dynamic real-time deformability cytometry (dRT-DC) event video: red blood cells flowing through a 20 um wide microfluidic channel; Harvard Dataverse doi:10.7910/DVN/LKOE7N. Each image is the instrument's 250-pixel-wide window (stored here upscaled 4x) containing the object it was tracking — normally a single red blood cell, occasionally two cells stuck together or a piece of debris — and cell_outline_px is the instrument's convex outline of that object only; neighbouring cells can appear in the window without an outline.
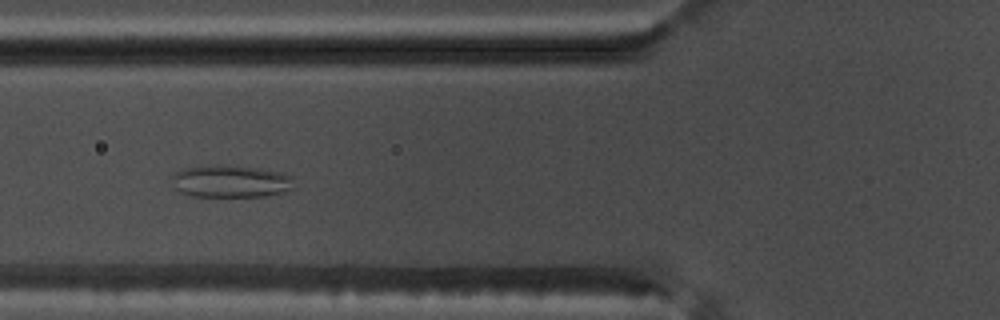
{"species": "common noctule bat (a hibernating species)", "species_latin": "Nyctalus noctula", "temperature_condition": "warm", "stored_images_in_passage": 51, "camera_frame_rate_fps": 3000, "um_per_image_px": 0.085, "animal": {"sex": "male", "body_mass_g": 17.5, "forearm_length_mm": 52.3}, "frame": {"image": 1, "passage_image": 17, "time_ms": 5.333, "image_size_px": [1000, 320], "cell_outline_px": [[292, 188], [284, 192], [264, 196], [192, 196], [180, 192], [176, 188], [172, 180], [172, 176], [176, 172], [184, 168], [216, 164], [264, 168], [284, 172], [292, 176]], "centroid_in_image_um": [19.63, 15.39], "position_along_channel_um": 106.2, "area_um2": 23.18}}
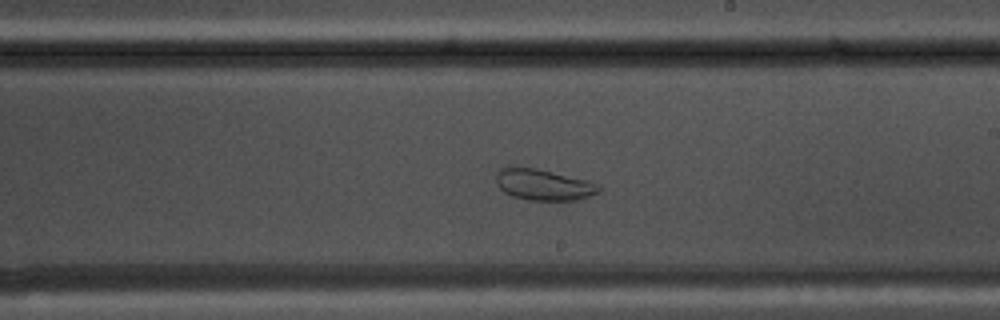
{"frame": {"image": 2, "passage_image": 28, "time_ms": 9.0, "image_size_px": [1000, 320], "cell_outline_px": [[604, 188], [600, 192], [576, 200], [528, 200], [512, 196], [504, 192], [496, 184], [496, 172], [500, 168], [508, 164], [512, 164], [536, 168], [588, 180]], "centroid_in_image_um": [46.14, 15.66], "position_along_channel_um": 242.9, "area_um2": 19.13}}
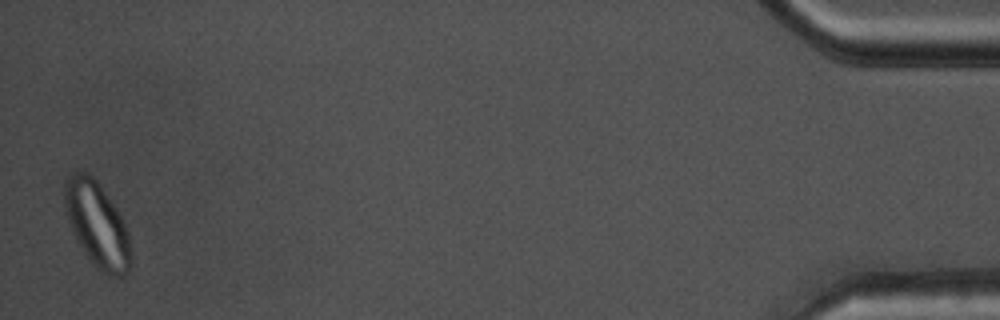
{"frame": {"image": 3, "passage_image": 50, "time_ms": 16.333, "image_size_px": [1000, 320], "cell_outline_px": [[132, 268], [124, 276], [112, 276], [104, 272], [92, 264], [76, 240], [72, 232], [68, 220], [64, 204], [64, 184], [68, 176], [72, 172], [84, 172], [92, 176], [96, 180], [116, 208], [124, 220], [128, 232], [132, 256]], "centroid_in_image_um": [8.27, 19.12], "position_along_channel_um": 426.9, "area_um2": 33.0}}